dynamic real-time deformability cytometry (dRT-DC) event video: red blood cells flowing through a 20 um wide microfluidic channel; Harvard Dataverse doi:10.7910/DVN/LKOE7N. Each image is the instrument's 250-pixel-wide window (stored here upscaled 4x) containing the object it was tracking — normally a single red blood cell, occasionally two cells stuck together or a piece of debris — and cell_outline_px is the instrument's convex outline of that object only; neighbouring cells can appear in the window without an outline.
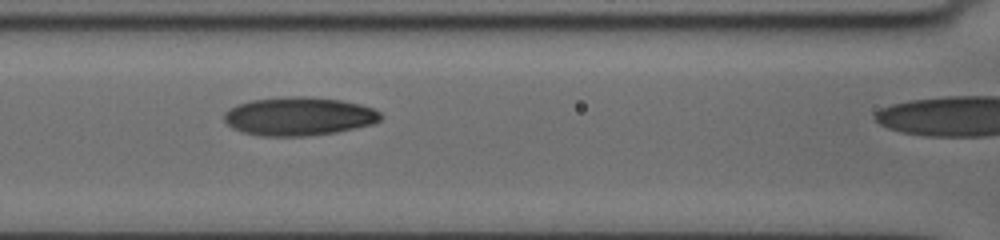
{"species": "human", "species_latin": "Homo sapiens", "temperature_condition": "cold", "stored_images_in_passage": 12, "segment_of_instrument_passage": [2, 3], "camera_frame_rate_fps": 3000, "um_per_image_px": 0.085, "donor": {"sex": "female"}, "frame": {"image": 1, "passage_image": 10, "time_ms": 7.667, "image_size_px": [1000, 240], "cell_outline_px": [[384, 116], [380, 120], [372, 124], [336, 132], [308, 136], [260, 136], [244, 132], [232, 128], [224, 120], [224, 112], [228, 108], [236, 104], [252, 100], [292, 96], [304, 96], [340, 100], [360, 104], [372, 108], [380, 112]], "centroid_in_image_um": [25.39, 9.89], "position_along_channel_um": 141.2, "area_um2": 35.14}}